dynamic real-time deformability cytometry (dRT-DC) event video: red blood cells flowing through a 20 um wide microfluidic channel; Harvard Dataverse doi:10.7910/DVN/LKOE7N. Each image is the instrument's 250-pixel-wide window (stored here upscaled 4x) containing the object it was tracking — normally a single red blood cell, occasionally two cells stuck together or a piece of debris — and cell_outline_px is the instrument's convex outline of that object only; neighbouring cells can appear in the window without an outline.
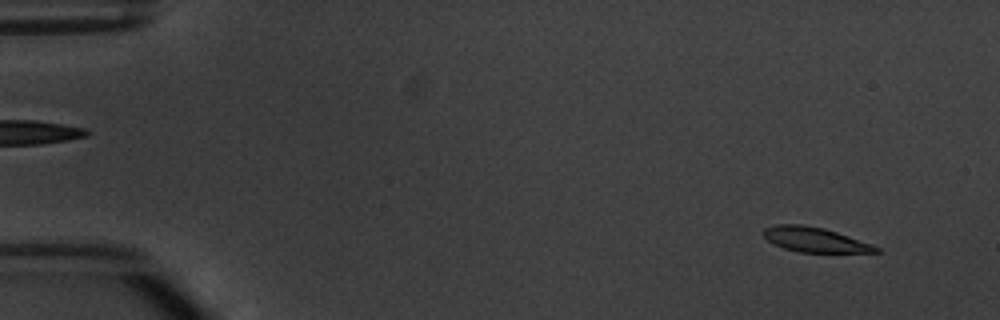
{"species": "common noctule bat (a hibernating species)", "species_latin": "Nyctalus noctula", "temperature_condition": "warm", "stored_images_in_passage": 5, "camera_frame_rate_fps": 3000, "um_per_image_px": 0.085, "animal": {"sex": "male", "body_mass_g": 20.1, "forearm_length_mm": 53.5}, "frame": {"image": 1, "passage_image": 1, "time_ms": 0.0, "image_size_px": [1000, 320], "cell_outline_px": [[880, 252], [800, 252], [784, 248], [768, 240], [764, 236], [764, 228], [776, 224], [800, 224], [824, 228], [872, 244], [880, 248]], "centroid_in_image_um": [69.26, 20.36], "position_along_channel_um": 15.7, "area_um2": 15.95}}